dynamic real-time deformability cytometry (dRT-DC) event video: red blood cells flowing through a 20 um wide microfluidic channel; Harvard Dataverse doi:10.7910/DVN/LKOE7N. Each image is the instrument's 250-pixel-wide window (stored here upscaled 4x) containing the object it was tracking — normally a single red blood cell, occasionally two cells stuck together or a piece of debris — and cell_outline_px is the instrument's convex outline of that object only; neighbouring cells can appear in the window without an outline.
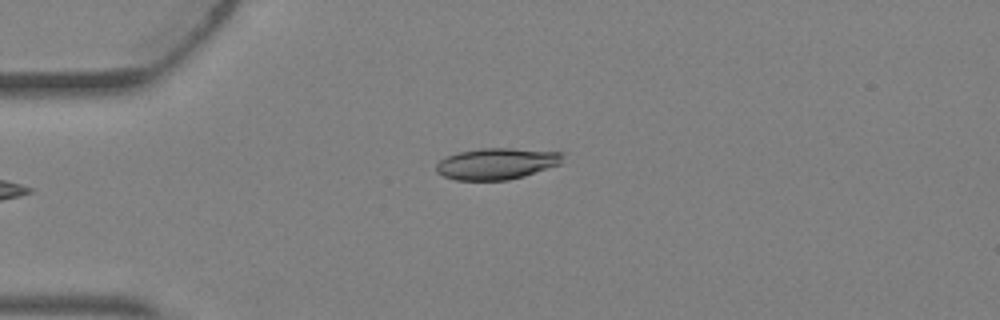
{"species": "Egyptian fruit bat (a non-hibernating species)", "species_latin": "Rousettus aegyptiacus", "temperature_condition": "warm", "stored_images_in_passage": 5, "camera_frame_rate_fps": 3000, "um_per_image_px": 0.085, "animal": {"sex": "female"}, "frame": {"image": 1, "passage_image": 5, "time_ms": 1.333, "image_size_px": [1000, 320], "cell_outline_px": [[564, 152], [560, 164], [524, 176], [508, 180], [456, 180], [444, 176], [436, 172], [436, 164], [440, 160], [448, 156], [460, 152], [480, 148], [512, 148]], "centroid_in_image_um": [42.22, 13.91], "position_along_channel_um": 42.8, "area_um2": 23.06}}